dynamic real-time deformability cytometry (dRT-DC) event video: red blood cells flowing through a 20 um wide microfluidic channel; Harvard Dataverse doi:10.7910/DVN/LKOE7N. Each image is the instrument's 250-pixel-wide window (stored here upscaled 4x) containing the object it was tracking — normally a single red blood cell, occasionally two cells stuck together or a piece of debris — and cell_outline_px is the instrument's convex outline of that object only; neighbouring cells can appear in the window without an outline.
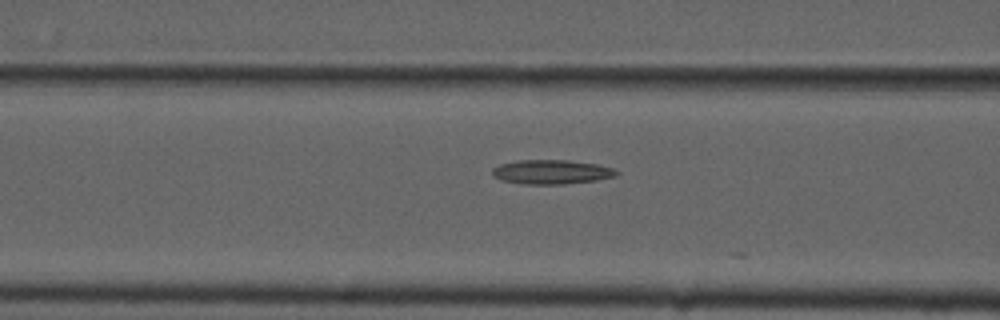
{"species": "common noctule bat (a hibernating species)", "species_latin": "Nyctalus noctula", "temperature_condition": "cold", "stored_images_in_passage": 10, "camera_frame_rate_fps": 3000, "um_per_image_px": 0.085, "animal": {"sex": "male", "forearm_length_mm": 52.5}, "frame": {"image": 1, "passage_image": 7, "time_ms": 2.0, "image_size_px": [1000, 320], "cell_outline_px": [[620, 172], [616, 176], [596, 180], [564, 184], [524, 184], [500, 180], [492, 176], [492, 168], [500, 164], [520, 160], [568, 160], [596, 164], [612, 168]], "centroid_in_image_um": [46.85, 14.62], "position_along_channel_um": 119.7, "area_um2": 17.57}}